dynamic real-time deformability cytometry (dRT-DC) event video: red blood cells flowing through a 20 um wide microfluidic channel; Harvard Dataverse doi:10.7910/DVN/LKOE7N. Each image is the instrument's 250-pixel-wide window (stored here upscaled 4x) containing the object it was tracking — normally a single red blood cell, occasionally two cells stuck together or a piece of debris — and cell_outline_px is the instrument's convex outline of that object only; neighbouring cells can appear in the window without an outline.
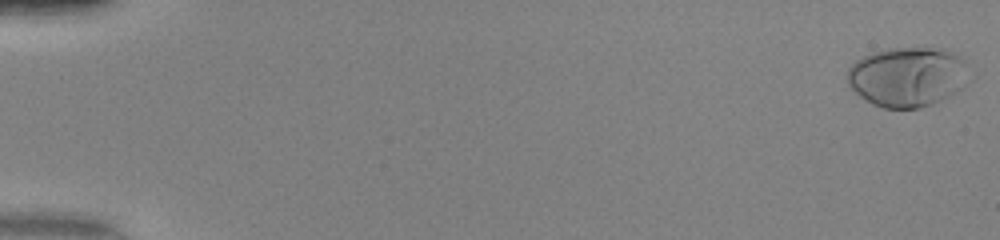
{"species": "human", "species_latin": "Homo sapiens", "temperature_condition": "warm", "stored_images_in_passage": 51, "camera_frame_rate_fps": 3000, "um_per_image_px": 0.085, "donor": {"sex": "female"}, "frame": {"image": 1, "passage_image": 1, "time_ms": 0.0, "image_size_px": [1000, 240], "cell_outline_px": [[976, 76], [964, 88], [932, 104], [920, 108], [884, 108], [872, 104], [860, 96], [848, 84], [844, 76], [848, 68], [856, 60], [872, 52], [888, 48], [944, 48], [956, 52], [964, 56], [976, 72]], "centroid_in_image_um": [77.28, 6.5], "position_along_channel_um": 7.7, "area_um2": 44.1}}
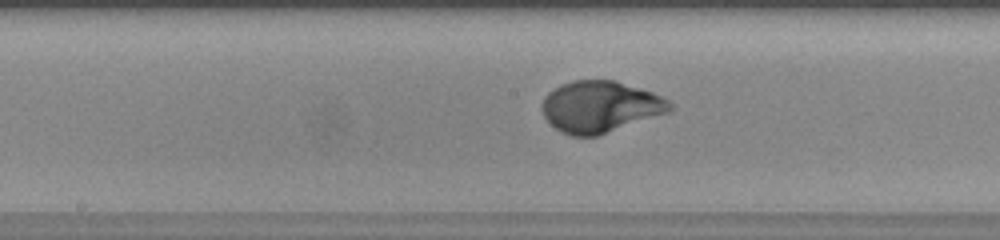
{"frame": {"image": 2, "passage_image": 28, "time_ms": 9.0, "image_size_px": [1000, 240], "cell_outline_px": [[676, 108], [668, 112], [596, 136], [572, 136], [560, 132], [544, 116], [540, 108], [540, 104], [544, 96], [548, 92], [560, 84], [572, 80], [616, 80], [652, 92], [668, 100]], "centroid_in_image_um": [50.98, 9.06], "position_along_channel_um": 197.2, "area_um2": 38.38}}
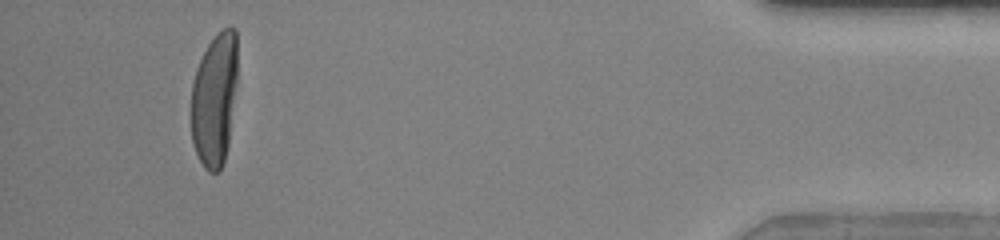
{"frame": {"image": 3, "passage_image": 48, "time_ms": 15.667, "image_size_px": [1000, 240], "cell_outline_px": [[236, 84], [228, 144], [224, 160], [220, 172], [208, 172], [204, 168], [196, 152], [192, 140], [192, 84], [196, 68], [208, 44], [216, 32], [228, 24], [236, 28]], "centroid_in_image_um": [18.23, 8.4], "position_along_channel_um": 417.0, "area_um2": 35.89}}